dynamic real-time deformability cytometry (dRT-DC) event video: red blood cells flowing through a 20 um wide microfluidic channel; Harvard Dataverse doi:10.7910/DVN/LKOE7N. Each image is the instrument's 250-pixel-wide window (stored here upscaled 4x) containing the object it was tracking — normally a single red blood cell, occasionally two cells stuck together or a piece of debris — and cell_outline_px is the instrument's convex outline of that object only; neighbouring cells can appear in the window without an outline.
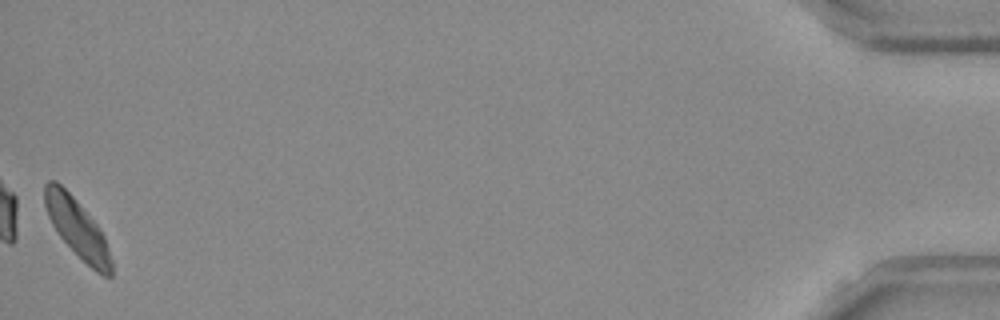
{"species": "Egyptian fruit bat (a non-hibernating species)", "species_latin": "Rousettus aegyptiacus", "temperature_condition": "room temperature", "stored_images_in_passage": 53, "camera_frame_rate_fps": 3000, "um_per_image_px": 0.085, "frame": {"image": 1, "passage_image": 53, "time_ms": 17.333, "image_size_px": [1000, 320], "cell_outline_px": [[112, 276], [104, 276], [96, 272], [56, 232], [48, 216], [44, 204], [44, 184], [48, 180], [56, 180], [72, 196], [96, 224], [104, 236], [112, 260]], "centroid_in_image_um": [6.55, 19.37], "position_along_channel_um": 428.7, "area_um2": 22.2}, "authors_computed_cell_mechanics": {"area_um2": 23.5246, "velocity_mm_per_s": 3.7895, "shape_relaxation_time_tau1_ms": null, "shape_relaxation_time_tau2_ms": 2.1708, "deformation_change_tau1": null, "deformation_change_tau2": 0.0591}}